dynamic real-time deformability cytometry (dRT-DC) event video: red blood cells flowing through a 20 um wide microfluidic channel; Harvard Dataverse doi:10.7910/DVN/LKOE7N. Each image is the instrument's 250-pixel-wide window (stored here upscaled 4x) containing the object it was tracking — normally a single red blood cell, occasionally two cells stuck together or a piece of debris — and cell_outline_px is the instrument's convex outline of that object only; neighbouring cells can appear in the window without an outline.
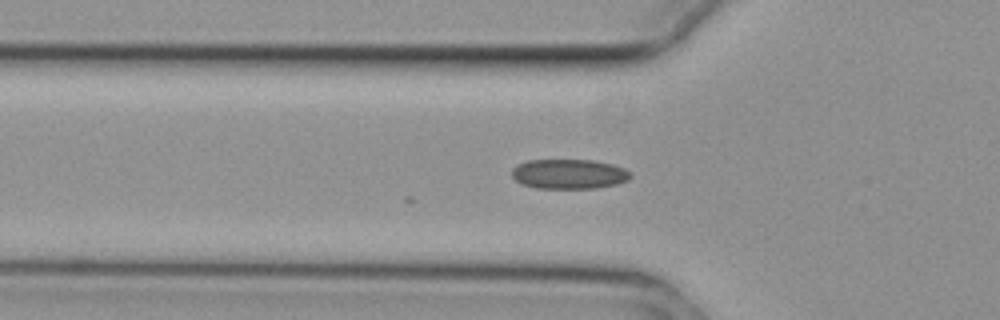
{"species": "common noctule bat (a hibernating species)", "species_latin": "Nyctalus noctula", "temperature_condition": "cold", "stored_images_in_passage": 37, "camera_frame_rate_fps": 3000, "um_per_image_px": 0.085, "animal": {"sex": "female", "body_mass_g": 29.2, "forearm_length_mm": 56.3}, "frame": {"image": 1, "passage_image": 4, "time_ms": 1.0, "image_size_px": [1000, 320], "cell_outline_px": [[632, 176], [628, 180], [616, 184], [596, 188], [536, 188], [520, 184], [512, 176], [512, 168], [516, 164], [528, 160], [592, 160], [612, 164], [624, 168], [632, 172]], "centroid_in_image_um": [48.36, 14.79], "position_along_channel_um": 77.4, "area_um2": 20.75}}
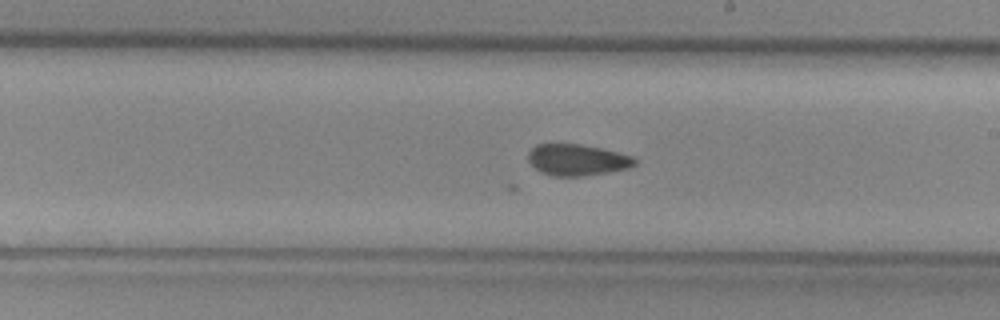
{"frame": {"image": 2, "passage_image": 17, "time_ms": 5.333, "image_size_px": [1000, 320], "cell_outline_px": [[636, 164], [628, 168], [608, 172], [580, 176], [552, 176], [540, 172], [528, 160], [528, 152], [536, 144], [580, 144], [600, 148], [632, 156], [636, 160]], "centroid_in_image_um": [49.03, 13.59], "position_along_channel_um": 240.0, "area_um2": 19.31}}
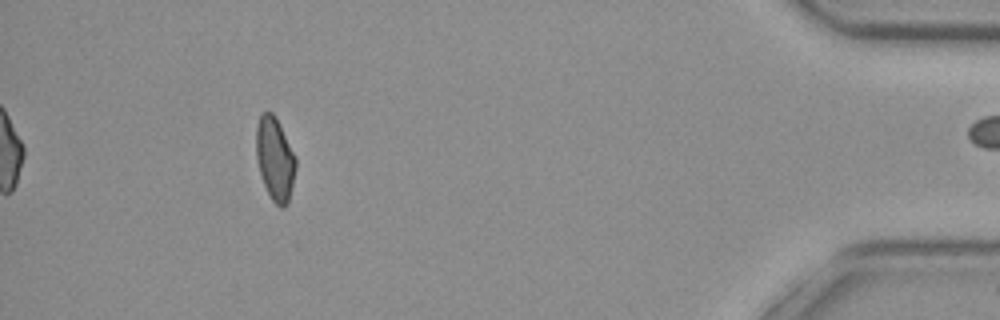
{"frame": {"image": 3, "passage_image": 36, "time_ms": 11.667, "image_size_px": [1000, 320], "cell_outline_px": [[296, 168], [288, 204], [284, 208], [280, 208], [272, 200], [264, 184], [260, 172], [256, 156], [256, 128], [260, 116], [264, 112], [272, 112], [276, 116], [296, 156]], "centroid_in_image_um": [23.39, 13.5], "position_along_channel_um": 411.8, "area_um2": 19.25}}